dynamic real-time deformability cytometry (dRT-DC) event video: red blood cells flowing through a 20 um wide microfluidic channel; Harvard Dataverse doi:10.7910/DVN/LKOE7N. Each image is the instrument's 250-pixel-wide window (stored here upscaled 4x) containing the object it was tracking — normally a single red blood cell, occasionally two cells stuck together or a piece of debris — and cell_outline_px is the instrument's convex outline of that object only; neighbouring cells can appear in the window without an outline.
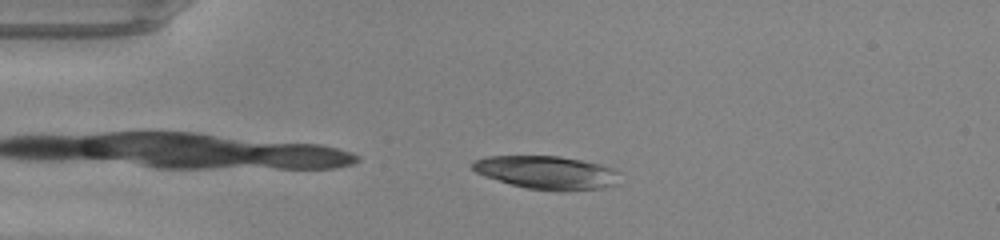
{"species": "common noctule bat (a hibernating species)", "species_latin": "Nyctalus noctula", "temperature_condition": "warm", "stored_images_in_passage": 43, "camera_frame_rate_fps": 3000, "um_per_image_px": 0.085, "animal": {"sex": "male", "body_mass_g": 20.0, "forearm_length_mm": 53.3}, "frame": {"image": 1, "passage_image": 4, "time_ms": 1.0, "image_size_px": [1000, 240], "cell_outline_px": [[620, 172], [616, 184], [600, 188], [560, 192], [528, 188], [512, 184], [484, 176], [476, 172], [472, 168], [472, 160], [488, 156], [560, 156], [600, 164], [612, 168]], "centroid_in_image_um": [46.47, 14.66], "position_along_channel_um": 38.5, "area_um2": 28.5}}
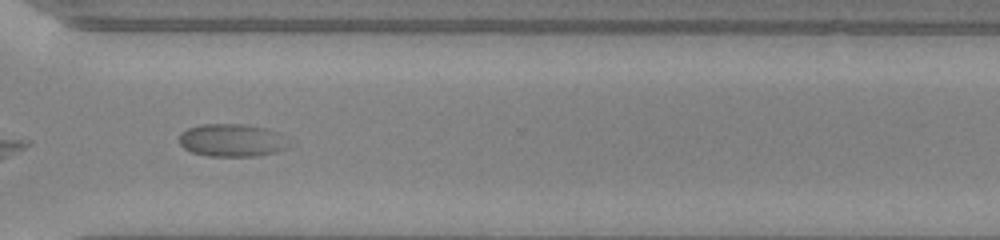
{"frame": {"image": 2, "passage_image": 30, "time_ms": 9.667, "image_size_px": [1000, 240], "cell_outline_px": [[292, 144], [288, 148], [276, 152], [256, 156], [208, 156], [192, 152], [184, 148], [180, 144], [180, 132], [188, 128], [200, 124], [244, 124], [268, 128], [276, 132]], "centroid_in_image_um": [19.73, 11.92], "position_along_channel_um": 350.9, "area_um2": 21.1}}
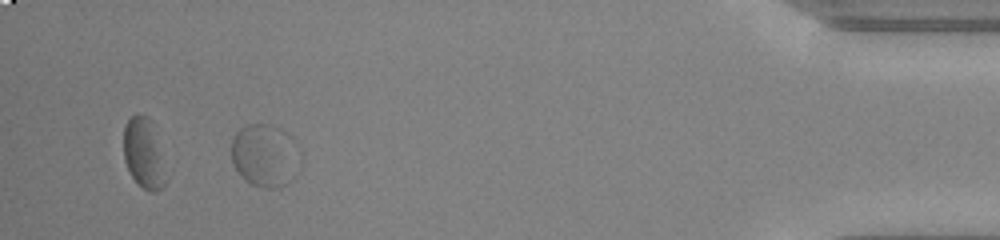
{"frame": {"image": 3, "passage_image": 39, "time_ms": 12.667, "image_size_px": [1000, 240], "cell_outline_px": [[296, 176], [292, 180], [280, 188], [264, 188], [252, 184], [244, 180], [240, 176], [232, 160], [232, 136], [240, 128], [248, 124], [272, 124], [280, 128], [292, 140]], "centroid_in_image_um": [22.42, 13.23], "position_along_channel_um": 412.8, "area_um2": 24.45}, "authors_computed_cell_mechanics": {"area_um2": 23.2356, "velocity_mm_per_s": 4.0624, "shape_relaxation_time_tau1_ms": 1.0429, "shape_relaxation_time_tau2_ms": null, "deformation_change_tau1": 0.2434, "deformation_change_tau2": null}}